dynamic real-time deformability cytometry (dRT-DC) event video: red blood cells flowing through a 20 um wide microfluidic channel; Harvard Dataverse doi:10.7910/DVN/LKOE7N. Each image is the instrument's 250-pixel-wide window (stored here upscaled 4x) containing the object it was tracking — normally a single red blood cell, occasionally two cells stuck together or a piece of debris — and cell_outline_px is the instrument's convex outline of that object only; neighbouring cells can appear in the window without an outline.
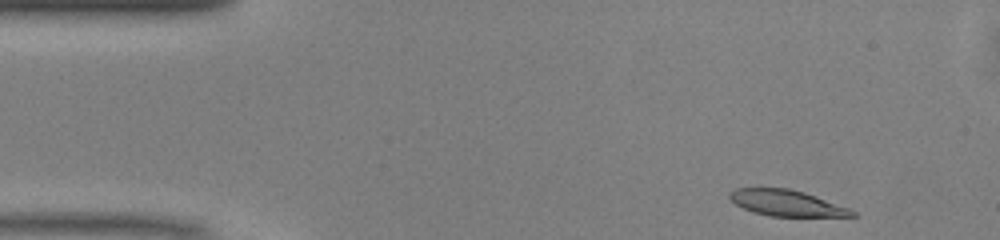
{"species": "common noctule bat (a hibernating species)", "species_latin": "Nyctalus noctula", "temperature_condition": "warm", "stored_images_in_passage": 45, "camera_frame_rate_fps": 3000, "um_per_image_px": 0.085, "animal": {"sex": "male", "body_mass_g": 13.0, "forearm_length_mm": 53.1}, "frame": {"image": 1, "passage_image": 1, "time_ms": 0.0, "image_size_px": [1000, 240], "cell_outline_px": [[860, 216], [772, 216], [752, 212], [736, 204], [728, 196], [728, 192], [736, 188], [788, 188], [804, 192], [848, 208], [856, 212]], "centroid_in_image_um": [66.84, 17.25], "position_along_channel_um": 18.2, "area_um2": 18.38}}
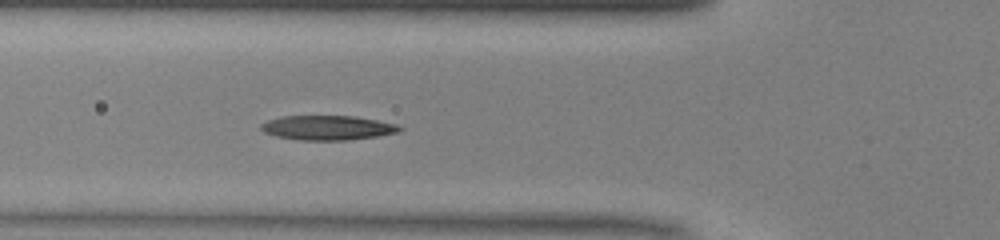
{"frame": {"image": 2, "passage_image": 13, "time_ms": 4.0, "image_size_px": [1000, 240], "cell_outline_px": [[404, 128], [400, 132], [376, 136], [348, 140], [300, 140], [276, 136], [264, 132], [260, 128], [260, 124], [268, 120], [284, 116], [356, 116], [396, 124]], "centroid_in_image_um": [27.85, 10.86], "position_along_channel_um": 97.9, "area_um2": 19.77}}
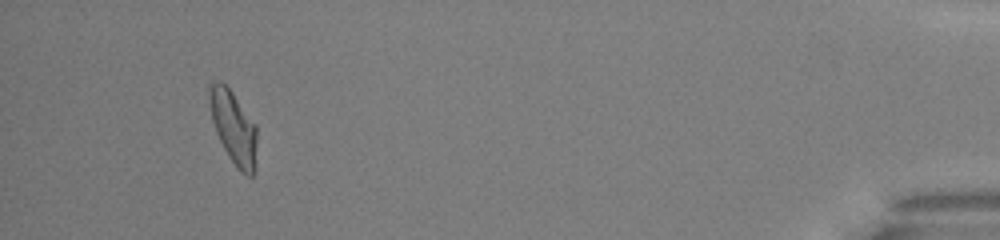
{"frame": {"image": 3, "passage_image": 42, "time_ms": 13.667, "image_size_px": [1000, 240], "cell_outline_px": [[256, 172], [252, 176], [248, 176], [240, 172], [228, 156], [216, 132], [212, 120], [208, 96], [208, 84], [216, 80], [220, 80], [232, 92], [256, 124]], "centroid_in_image_um": [19.85, 10.83], "position_along_channel_um": 415.3, "area_um2": 20.4}, "authors_computed_cell_mechanics": {"area_um2": 19.7098, "velocity_mm_per_s": 4.1077, "shape_relaxation_time_tau1_ms": 8.7423, "shape_relaxation_time_tau2_ms": 2.9147, "deformation_change_tau1": 0.2787, "deformation_change_tau2": 0.0988}}